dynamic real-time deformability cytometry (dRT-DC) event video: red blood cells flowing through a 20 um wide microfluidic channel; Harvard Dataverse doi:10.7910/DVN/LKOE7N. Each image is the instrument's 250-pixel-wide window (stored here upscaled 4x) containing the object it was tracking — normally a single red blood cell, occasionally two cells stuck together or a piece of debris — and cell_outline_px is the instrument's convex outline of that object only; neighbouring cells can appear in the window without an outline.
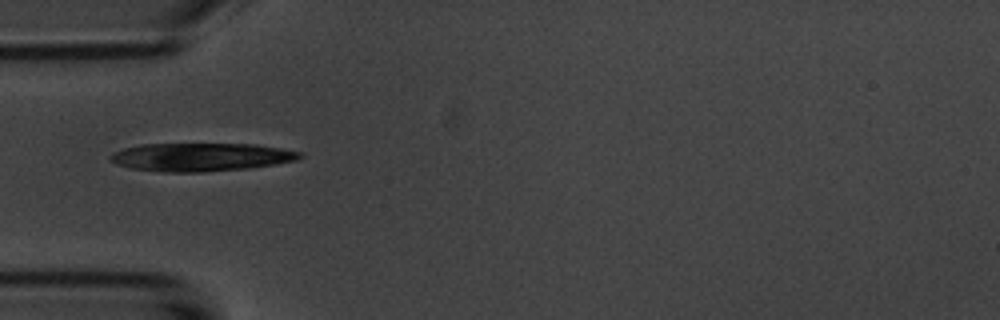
{"species": "common noctule bat (a hibernating species)", "species_latin": "Nyctalus noctula", "temperature_condition": "room temperature", "stored_images_in_passage": 6, "camera_frame_rate_fps": 3000, "um_per_image_px": 0.085, "animal": {"sex": "male", "body_mass_g": 20.1, "forearm_length_mm": 53.5}, "frame": {"image": 1, "passage_image": 5, "time_ms": 4.667, "image_size_px": [1000, 320], "cell_outline_px": [[304, 156], [296, 160], [248, 168], [204, 172], [160, 172], [132, 168], [116, 164], [108, 160], [108, 156], [112, 152], [124, 148], [140, 144], [256, 144], [304, 152]], "centroid_in_image_um": [17.04, 13.34], "position_along_channel_um": 68.0, "area_um2": 31.33}}